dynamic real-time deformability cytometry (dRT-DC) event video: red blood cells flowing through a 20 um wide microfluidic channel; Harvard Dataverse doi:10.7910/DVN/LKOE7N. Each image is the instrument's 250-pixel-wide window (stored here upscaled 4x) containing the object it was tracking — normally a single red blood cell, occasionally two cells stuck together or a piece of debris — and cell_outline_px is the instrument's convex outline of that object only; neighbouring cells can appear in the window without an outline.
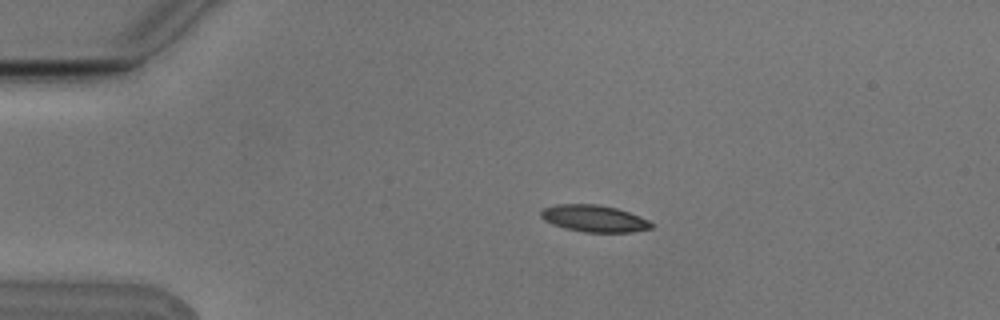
{"species": "Egyptian fruit bat (a non-hibernating species)", "species_latin": "Rousettus aegyptiacus", "temperature_condition": "cold", "stored_images_in_passage": 7, "camera_frame_rate_fps": 3000, "um_per_image_px": 0.085, "animal": {"sex": "male"}, "frame": {"image": 1, "passage_image": 4, "time_ms": 1.0, "image_size_px": [1000, 320], "cell_outline_px": [[652, 228], [632, 232], [584, 232], [564, 228], [552, 224], [544, 220], [540, 216], [540, 212], [544, 208], [556, 204], [596, 204], [616, 208], [628, 212], [648, 220], [652, 224]], "centroid_in_image_um": [50.46, 18.57], "position_along_channel_um": 34.5, "area_um2": 17.17}}